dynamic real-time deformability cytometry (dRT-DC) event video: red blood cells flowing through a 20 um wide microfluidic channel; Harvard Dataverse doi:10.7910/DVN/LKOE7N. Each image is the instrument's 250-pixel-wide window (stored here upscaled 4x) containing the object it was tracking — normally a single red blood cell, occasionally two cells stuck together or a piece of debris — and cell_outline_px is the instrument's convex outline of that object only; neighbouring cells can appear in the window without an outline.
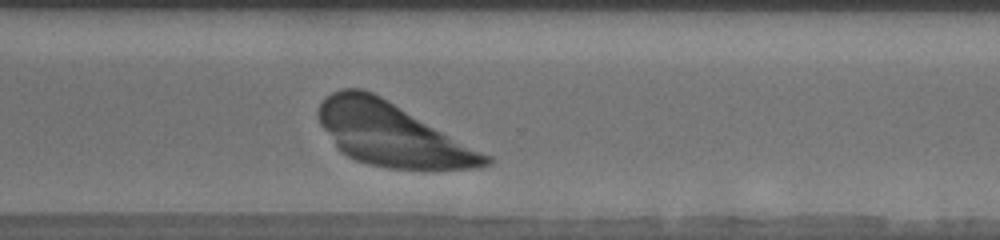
{"species": "human", "species_latin": "Homo sapiens", "temperature_condition": "warm", "stored_images_in_passage": 31, "camera_frame_rate_fps": 3000, "um_per_image_px": 0.085, "donor": {"sex": "male"}, "frame": {"image": 1, "passage_image": 25, "time_ms": 7.667, "image_size_px": [1000, 240], "cell_outline_px": [[492, 164], [476, 168], [388, 168], [368, 164], [356, 160], [348, 156], [336, 148], [320, 124], [316, 116], [316, 112], [324, 96], [340, 88], [360, 88], [372, 92], [380, 96], [492, 156]], "centroid_in_image_um": [33.26, 11.41], "position_along_channel_um": 337.3, "area_um2": 60.98}}